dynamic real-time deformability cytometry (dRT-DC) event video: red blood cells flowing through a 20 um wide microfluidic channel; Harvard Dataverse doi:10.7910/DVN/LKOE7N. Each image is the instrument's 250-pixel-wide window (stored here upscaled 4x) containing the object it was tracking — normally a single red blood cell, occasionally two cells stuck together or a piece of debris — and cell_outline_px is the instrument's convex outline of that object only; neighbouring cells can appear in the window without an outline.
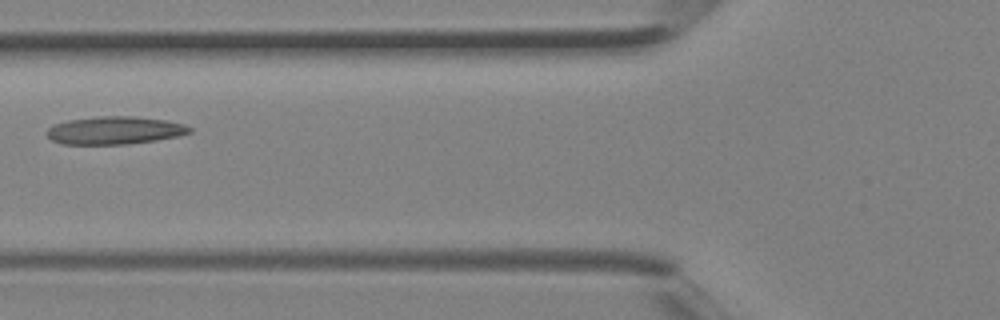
{"species": "Egyptian fruit bat (a non-hibernating species)", "species_latin": "Rousettus aegyptiacus", "temperature_condition": "room temperature", "stored_images_in_passage": 4, "camera_frame_rate_fps": 3000, "um_per_image_px": 0.085, "animal": {"sex": "female"}, "frame": {"image": 1, "passage_image": 4, "time_ms": 1.0, "image_size_px": [1000, 320], "cell_outline_px": [[192, 132], [176, 136], [156, 140], [128, 144], [60, 144], [52, 140], [48, 136], [48, 128], [56, 124], [68, 120], [96, 116], [132, 116], [164, 120], [184, 124], [192, 128]], "centroid_in_image_um": [9.75, 11.08], "position_along_channel_um": 116.1, "area_um2": 23.0}}